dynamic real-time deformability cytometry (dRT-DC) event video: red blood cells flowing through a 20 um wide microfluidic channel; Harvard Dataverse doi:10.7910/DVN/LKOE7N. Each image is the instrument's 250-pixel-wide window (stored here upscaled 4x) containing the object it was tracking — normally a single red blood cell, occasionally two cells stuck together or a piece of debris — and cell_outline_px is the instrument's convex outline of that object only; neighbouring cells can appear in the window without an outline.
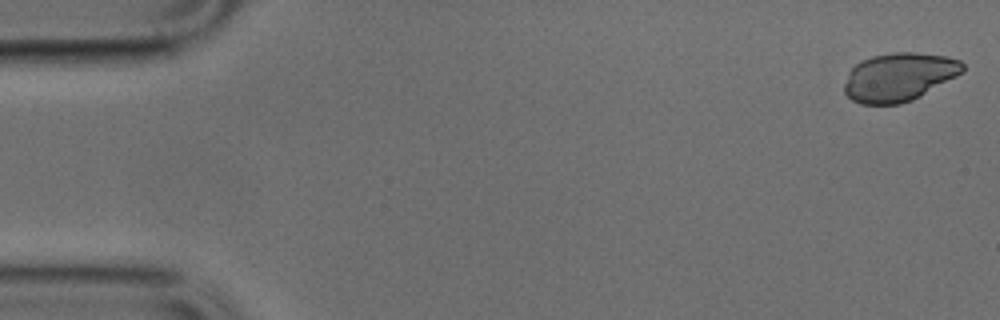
{"species": "common noctule bat (a hibernating species)", "species_latin": "Nyctalus noctula", "temperature_condition": "cold", "stored_images_in_passage": 8, "camera_frame_rate_fps": 3000, "um_per_image_px": 0.085, "animal": {"sex": "male", "body_mass_g": 17.9, "forearm_length_mm": 54.2}, "frame": {"image": 1, "passage_image": 1, "time_ms": 0.0, "image_size_px": [1000, 320], "cell_outline_px": [[964, 72], [920, 96], [912, 100], [900, 104], [860, 104], [852, 100], [844, 92], [844, 84], [848, 72], [860, 60], [872, 56], [892, 52], [916, 52], [948, 56], [960, 60], [964, 64]], "centroid_in_image_um": [76.41, 6.53], "position_along_channel_um": 8.6, "area_um2": 33.58}}